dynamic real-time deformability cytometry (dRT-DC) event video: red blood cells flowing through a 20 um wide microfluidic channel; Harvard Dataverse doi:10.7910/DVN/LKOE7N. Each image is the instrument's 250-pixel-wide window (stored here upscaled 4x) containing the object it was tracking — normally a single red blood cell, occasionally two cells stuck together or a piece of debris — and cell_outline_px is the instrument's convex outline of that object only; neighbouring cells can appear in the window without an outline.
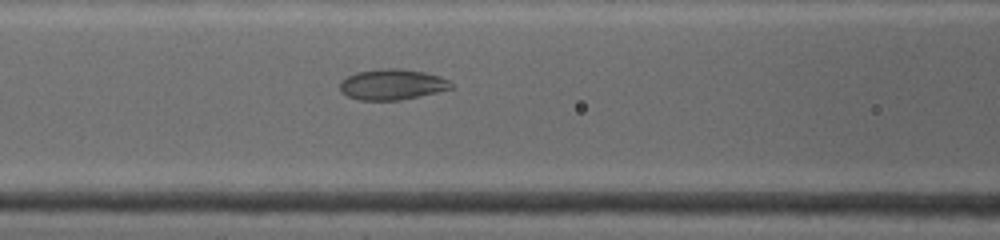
{"species": "common noctule bat (a hibernating species)", "species_latin": "Nyctalus noctula", "temperature_condition": "warm", "stored_images_in_passage": 12, "camera_frame_rate_fps": 4500, "um_per_image_px": 0.085, "animal": {"sex": "female", "body_mass_g": 19.0, "forearm_length_mm": 53.3}, "frame": {"image": 1, "passage_image": 10, "time_ms": 4.0, "image_size_px": [1000, 240], "cell_outline_px": [[452, 88], [436, 92], [400, 100], [360, 100], [348, 96], [340, 92], [340, 84], [348, 76], [356, 72], [384, 68], [400, 68], [424, 72], [440, 76], [448, 80], [452, 84]], "centroid_in_image_um": [33.33, 7.17], "position_along_channel_um": 133.3, "area_um2": 19.71}}
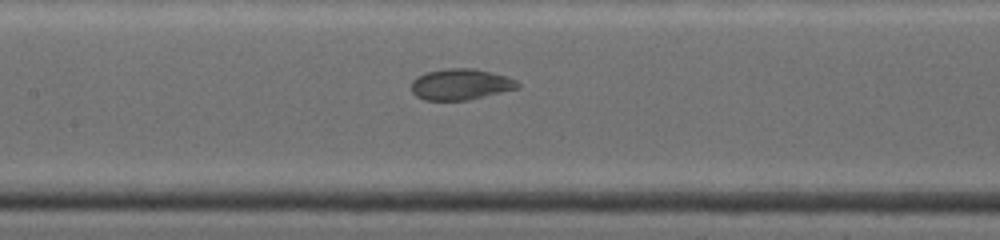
{"frame": {"image": 2, "passage_image": 12, "time_ms": 4.889, "image_size_px": [1000, 240], "cell_outline_px": [[520, 88], [468, 100], [424, 100], [416, 96], [412, 92], [412, 80], [416, 76], [428, 72], [448, 68], [476, 68], [492, 72], [516, 80], [520, 84]], "centroid_in_image_um": [39.16, 7.17], "position_along_channel_um": 168.2, "area_um2": 19.31}}